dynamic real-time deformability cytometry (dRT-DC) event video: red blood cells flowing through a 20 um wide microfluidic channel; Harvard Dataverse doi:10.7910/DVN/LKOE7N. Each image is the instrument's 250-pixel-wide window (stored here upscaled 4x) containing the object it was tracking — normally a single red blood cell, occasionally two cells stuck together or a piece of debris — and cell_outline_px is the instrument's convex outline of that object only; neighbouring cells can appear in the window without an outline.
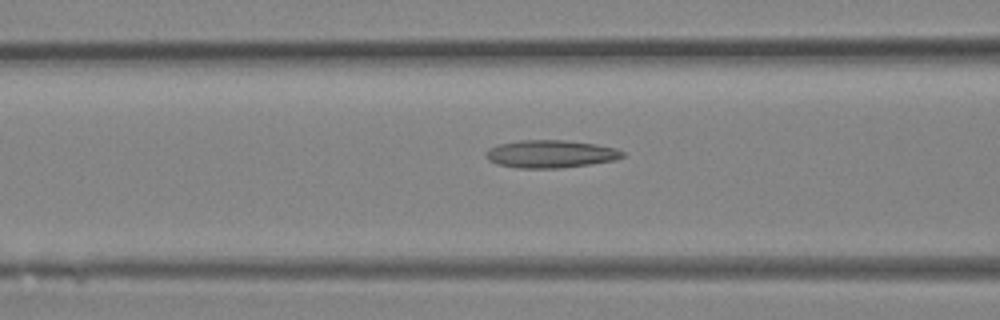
{"species": "Egyptian fruit bat (a non-hibernating species)", "species_latin": "Rousettus aegyptiacus", "temperature_condition": "room temperature", "stored_images_in_passage": 27, "camera_frame_rate_fps": 3000, "um_per_image_px": 0.085, "animal": {"sex": "female"}, "frame": {"image": 1, "passage_image": 6, "time_ms": 1.667, "image_size_px": [1000, 320], "cell_outline_px": [[624, 156], [616, 160], [592, 164], [560, 168], [516, 168], [496, 164], [488, 160], [484, 156], [484, 152], [488, 148], [500, 144], [520, 140], [564, 140], [596, 144], [616, 148], [624, 152]], "centroid_in_image_um": [46.78, 13.09], "position_along_channel_um": 119.8, "area_um2": 22.31}}
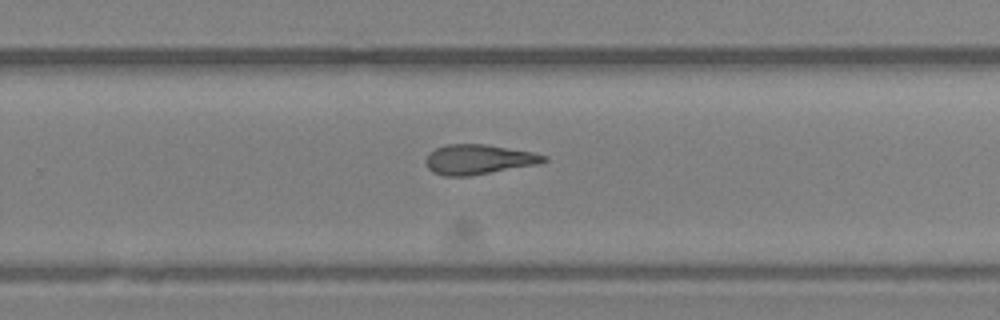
{"frame": {"image": 2, "passage_image": 15, "time_ms": 4.667, "image_size_px": [1000, 320], "cell_outline_px": [[548, 160], [540, 164], [468, 176], [444, 176], [432, 172], [424, 164], [424, 160], [436, 148], [444, 144], [484, 144], [532, 152], [548, 156]], "centroid_in_image_um": [40.67, 13.56], "position_along_channel_um": 289.1, "area_um2": 20.58}}
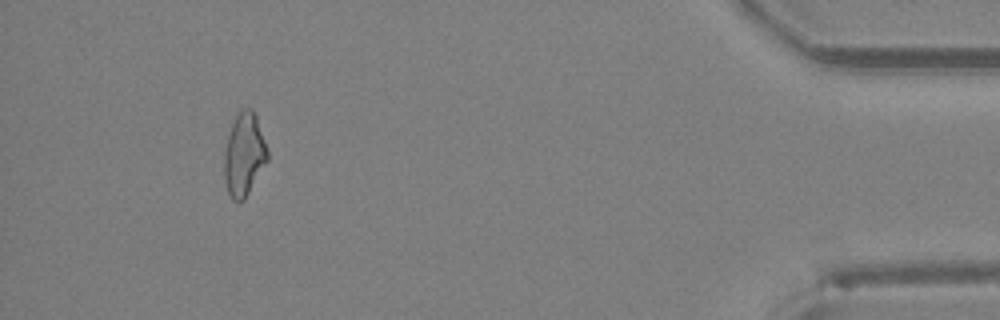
{"frame": {"image": 3, "passage_image": 25, "time_ms": 8.0, "image_size_px": [1000, 320], "cell_outline_px": [[268, 160], [244, 200], [232, 200], [228, 192], [224, 180], [224, 152], [228, 136], [232, 124], [236, 116], [244, 108], [252, 108], [256, 116], [268, 148]], "centroid_in_image_um": [20.75, 13.14], "position_along_channel_um": 414.4, "area_um2": 20.81}}